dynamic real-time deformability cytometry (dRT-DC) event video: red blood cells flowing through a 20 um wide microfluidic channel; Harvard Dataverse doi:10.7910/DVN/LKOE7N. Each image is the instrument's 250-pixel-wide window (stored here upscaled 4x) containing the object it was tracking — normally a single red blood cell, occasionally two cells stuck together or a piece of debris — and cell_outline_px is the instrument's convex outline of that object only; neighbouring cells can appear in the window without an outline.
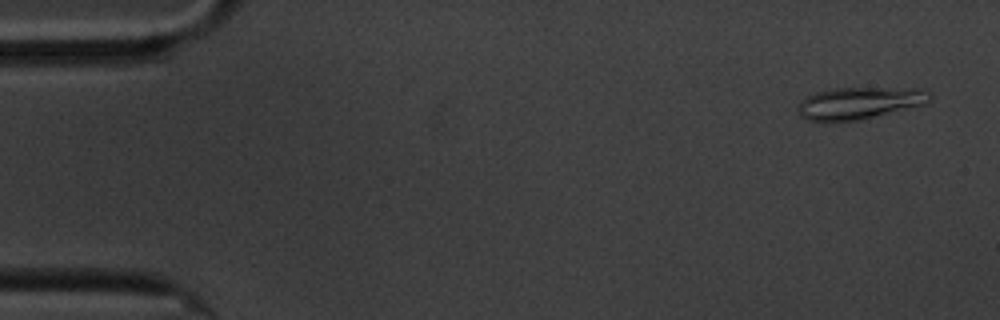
{"species": "common noctule bat (a hibernating species)", "species_latin": "Nyctalus noctula", "temperature_condition": "cold", "stored_images_in_passage": 59, "camera_frame_rate_fps": 3000, "um_per_image_px": 0.085, "animal": {"sex": "male", "body_mass_g": 20.1, "forearm_length_mm": 53.5}, "frame": {"image": 1, "passage_image": 3, "time_ms": 0.667, "image_size_px": [1000, 320], "cell_outline_px": [[932, 100], [924, 104], [860, 120], [808, 120], [800, 116], [796, 108], [800, 100], [816, 92], [836, 88], [920, 88], [932, 96]], "centroid_in_image_um": [73.04, 8.74], "position_along_channel_um": 12.0, "area_um2": 24.33}}
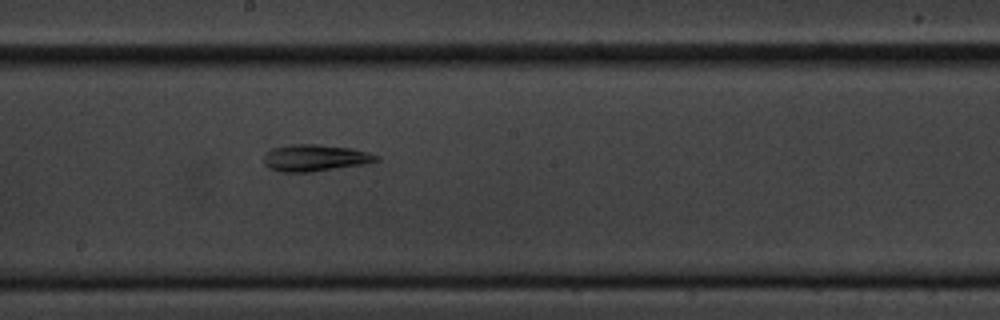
{"frame": {"image": 2, "passage_image": 32, "time_ms": 10.333, "image_size_px": [1000, 320], "cell_outline_px": [[380, 160], [364, 164], [312, 172], [280, 172], [268, 168], [264, 164], [264, 156], [272, 148], [292, 144], [316, 144], [352, 148], [380, 156]], "centroid_in_image_um": [26.77, 13.42], "position_along_channel_um": 221.4, "area_um2": 17.57}}
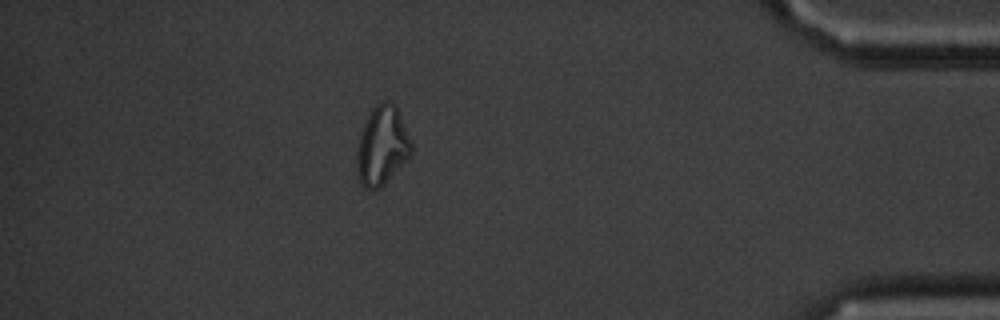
{"frame": {"image": 3, "passage_image": 52, "time_ms": 17.0, "image_size_px": [1000, 320], "cell_outline_px": [[412, 156], [380, 188], [364, 188], [356, 180], [356, 152], [360, 136], [364, 124], [372, 108], [380, 100], [388, 100], [396, 108], [400, 116], [412, 144]], "centroid_in_image_um": [32.45, 12.43], "position_along_channel_um": 402.7, "area_um2": 25.2}, "authors_computed_cell_mechanics": {"area_um2": 19.5364, "velocity_mm_per_s": 3.3646, "shape_relaxation_time_tau1_ms": null, "shape_relaxation_time_tau2_ms": 10.8336, "deformation_change_tau1": null, "deformation_change_tau2": 0.2163}}